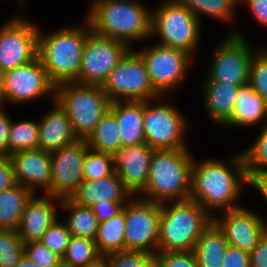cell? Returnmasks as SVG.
I'll return each mask as SVG.
<instances>
[{
	"mask_svg": "<svg viewBox=\"0 0 267 267\" xmlns=\"http://www.w3.org/2000/svg\"><path fill=\"white\" fill-rule=\"evenodd\" d=\"M229 159L226 163L216 158L200 162L194 158L192 164L190 200L199 203L213 217L216 212L240 207L237 202L241 191L244 185H249L242 153Z\"/></svg>",
	"mask_w": 267,
	"mask_h": 267,
	"instance_id": "6da1fadb",
	"label": "cell"
},
{
	"mask_svg": "<svg viewBox=\"0 0 267 267\" xmlns=\"http://www.w3.org/2000/svg\"><path fill=\"white\" fill-rule=\"evenodd\" d=\"M88 8L86 18L97 35L118 39L130 48L132 41L151 37L152 10L143 1L94 0Z\"/></svg>",
	"mask_w": 267,
	"mask_h": 267,
	"instance_id": "7a4b0ae2",
	"label": "cell"
},
{
	"mask_svg": "<svg viewBox=\"0 0 267 267\" xmlns=\"http://www.w3.org/2000/svg\"><path fill=\"white\" fill-rule=\"evenodd\" d=\"M84 21L83 25L66 26L47 34L39 27L37 56L56 86L78 79L84 43L92 32L86 17Z\"/></svg>",
	"mask_w": 267,
	"mask_h": 267,
	"instance_id": "3957f363",
	"label": "cell"
},
{
	"mask_svg": "<svg viewBox=\"0 0 267 267\" xmlns=\"http://www.w3.org/2000/svg\"><path fill=\"white\" fill-rule=\"evenodd\" d=\"M192 155L189 149L155 150L150 161L148 183L141 197L160 204L189 200Z\"/></svg>",
	"mask_w": 267,
	"mask_h": 267,
	"instance_id": "277c9868",
	"label": "cell"
},
{
	"mask_svg": "<svg viewBox=\"0 0 267 267\" xmlns=\"http://www.w3.org/2000/svg\"><path fill=\"white\" fill-rule=\"evenodd\" d=\"M211 222L213 216L196 201L162 203L157 252L193 251Z\"/></svg>",
	"mask_w": 267,
	"mask_h": 267,
	"instance_id": "5b68a950",
	"label": "cell"
},
{
	"mask_svg": "<svg viewBox=\"0 0 267 267\" xmlns=\"http://www.w3.org/2000/svg\"><path fill=\"white\" fill-rule=\"evenodd\" d=\"M55 100L66 111L78 139H87L111 101L98 85L65 82L56 86Z\"/></svg>",
	"mask_w": 267,
	"mask_h": 267,
	"instance_id": "8992f818",
	"label": "cell"
},
{
	"mask_svg": "<svg viewBox=\"0 0 267 267\" xmlns=\"http://www.w3.org/2000/svg\"><path fill=\"white\" fill-rule=\"evenodd\" d=\"M201 23L178 0H165L152 10L151 37H159L158 44L177 48L195 55L199 47Z\"/></svg>",
	"mask_w": 267,
	"mask_h": 267,
	"instance_id": "52a82bcc",
	"label": "cell"
},
{
	"mask_svg": "<svg viewBox=\"0 0 267 267\" xmlns=\"http://www.w3.org/2000/svg\"><path fill=\"white\" fill-rule=\"evenodd\" d=\"M102 87L111 102L147 101L161 97L153 89L145 62L135 48L126 52Z\"/></svg>",
	"mask_w": 267,
	"mask_h": 267,
	"instance_id": "ba28073f",
	"label": "cell"
},
{
	"mask_svg": "<svg viewBox=\"0 0 267 267\" xmlns=\"http://www.w3.org/2000/svg\"><path fill=\"white\" fill-rule=\"evenodd\" d=\"M249 42L238 30L227 34L213 49L207 77L211 81L230 83L239 87L247 85L250 63L258 49H252Z\"/></svg>",
	"mask_w": 267,
	"mask_h": 267,
	"instance_id": "9c48e42d",
	"label": "cell"
},
{
	"mask_svg": "<svg viewBox=\"0 0 267 267\" xmlns=\"http://www.w3.org/2000/svg\"><path fill=\"white\" fill-rule=\"evenodd\" d=\"M158 99L144 101V130L146 144L155 150L189 149L185 132L188 122L173 104H154ZM153 101V102H152Z\"/></svg>",
	"mask_w": 267,
	"mask_h": 267,
	"instance_id": "30bf717a",
	"label": "cell"
},
{
	"mask_svg": "<svg viewBox=\"0 0 267 267\" xmlns=\"http://www.w3.org/2000/svg\"><path fill=\"white\" fill-rule=\"evenodd\" d=\"M137 52L145 62L150 83L160 96L176 90L185 80L193 57L183 50L161 44L143 47ZM181 83V84H180Z\"/></svg>",
	"mask_w": 267,
	"mask_h": 267,
	"instance_id": "8fae6325",
	"label": "cell"
},
{
	"mask_svg": "<svg viewBox=\"0 0 267 267\" xmlns=\"http://www.w3.org/2000/svg\"><path fill=\"white\" fill-rule=\"evenodd\" d=\"M160 217V203L132 196L125 204V250L156 254Z\"/></svg>",
	"mask_w": 267,
	"mask_h": 267,
	"instance_id": "7c38bea8",
	"label": "cell"
},
{
	"mask_svg": "<svg viewBox=\"0 0 267 267\" xmlns=\"http://www.w3.org/2000/svg\"><path fill=\"white\" fill-rule=\"evenodd\" d=\"M6 104H24L43 96L55 100L56 85L37 56L24 65L8 70L0 75Z\"/></svg>",
	"mask_w": 267,
	"mask_h": 267,
	"instance_id": "4fadbf2b",
	"label": "cell"
},
{
	"mask_svg": "<svg viewBox=\"0 0 267 267\" xmlns=\"http://www.w3.org/2000/svg\"><path fill=\"white\" fill-rule=\"evenodd\" d=\"M130 47L123 41L95 34L84 43L80 73L76 83L103 86L110 72Z\"/></svg>",
	"mask_w": 267,
	"mask_h": 267,
	"instance_id": "5bb4252c",
	"label": "cell"
},
{
	"mask_svg": "<svg viewBox=\"0 0 267 267\" xmlns=\"http://www.w3.org/2000/svg\"><path fill=\"white\" fill-rule=\"evenodd\" d=\"M39 24L13 17L0 25V75L37 57Z\"/></svg>",
	"mask_w": 267,
	"mask_h": 267,
	"instance_id": "9a60e30c",
	"label": "cell"
},
{
	"mask_svg": "<svg viewBox=\"0 0 267 267\" xmlns=\"http://www.w3.org/2000/svg\"><path fill=\"white\" fill-rule=\"evenodd\" d=\"M89 148L86 139H78L51 153L50 195L70 197L83 182V161Z\"/></svg>",
	"mask_w": 267,
	"mask_h": 267,
	"instance_id": "2e32d148",
	"label": "cell"
},
{
	"mask_svg": "<svg viewBox=\"0 0 267 267\" xmlns=\"http://www.w3.org/2000/svg\"><path fill=\"white\" fill-rule=\"evenodd\" d=\"M221 213L214 215L213 221L224 232L229 245L240 250L249 253L267 232V221L244 206Z\"/></svg>",
	"mask_w": 267,
	"mask_h": 267,
	"instance_id": "e0dca14e",
	"label": "cell"
},
{
	"mask_svg": "<svg viewBox=\"0 0 267 267\" xmlns=\"http://www.w3.org/2000/svg\"><path fill=\"white\" fill-rule=\"evenodd\" d=\"M155 149L146 143L121 147L113 154L115 172L132 196H141L148 183L149 167Z\"/></svg>",
	"mask_w": 267,
	"mask_h": 267,
	"instance_id": "ac0fdd59",
	"label": "cell"
},
{
	"mask_svg": "<svg viewBox=\"0 0 267 267\" xmlns=\"http://www.w3.org/2000/svg\"><path fill=\"white\" fill-rule=\"evenodd\" d=\"M10 158L16 183L29 188L34 194L42 188L43 194L50 195L52 166L49 151L39 148L19 151L11 154Z\"/></svg>",
	"mask_w": 267,
	"mask_h": 267,
	"instance_id": "d6986e66",
	"label": "cell"
},
{
	"mask_svg": "<svg viewBox=\"0 0 267 267\" xmlns=\"http://www.w3.org/2000/svg\"><path fill=\"white\" fill-rule=\"evenodd\" d=\"M61 198L42 194H34L27 202L17 228L23 243L39 241L47 229L58 219L57 210ZM57 206V207H56Z\"/></svg>",
	"mask_w": 267,
	"mask_h": 267,
	"instance_id": "ffe728a7",
	"label": "cell"
},
{
	"mask_svg": "<svg viewBox=\"0 0 267 267\" xmlns=\"http://www.w3.org/2000/svg\"><path fill=\"white\" fill-rule=\"evenodd\" d=\"M53 109L47 111L38 120V148L43 151H55L78 140L66 111L54 100Z\"/></svg>",
	"mask_w": 267,
	"mask_h": 267,
	"instance_id": "44dd1931",
	"label": "cell"
},
{
	"mask_svg": "<svg viewBox=\"0 0 267 267\" xmlns=\"http://www.w3.org/2000/svg\"><path fill=\"white\" fill-rule=\"evenodd\" d=\"M131 197L123 181L114 171L111 175L101 179L83 180L69 198L78 205L91 208L101 200L127 202Z\"/></svg>",
	"mask_w": 267,
	"mask_h": 267,
	"instance_id": "7402d4cb",
	"label": "cell"
},
{
	"mask_svg": "<svg viewBox=\"0 0 267 267\" xmlns=\"http://www.w3.org/2000/svg\"><path fill=\"white\" fill-rule=\"evenodd\" d=\"M203 83V108L210 120L218 126H225L234 115L239 86L211 81L206 77Z\"/></svg>",
	"mask_w": 267,
	"mask_h": 267,
	"instance_id": "603a6c76",
	"label": "cell"
},
{
	"mask_svg": "<svg viewBox=\"0 0 267 267\" xmlns=\"http://www.w3.org/2000/svg\"><path fill=\"white\" fill-rule=\"evenodd\" d=\"M109 109L119 125L121 147L146 143L144 130V101H115Z\"/></svg>",
	"mask_w": 267,
	"mask_h": 267,
	"instance_id": "cb8c5ba5",
	"label": "cell"
},
{
	"mask_svg": "<svg viewBox=\"0 0 267 267\" xmlns=\"http://www.w3.org/2000/svg\"><path fill=\"white\" fill-rule=\"evenodd\" d=\"M234 115L225 127H248L267 122V101L259 96L248 84L237 90Z\"/></svg>",
	"mask_w": 267,
	"mask_h": 267,
	"instance_id": "d4e9b609",
	"label": "cell"
},
{
	"mask_svg": "<svg viewBox=\"0 0 267 267\" xmlns=\"http://www.w3.org/2000/svg\"><path fill=\"white\" fill-rule=\"evenodd\" d=\"M229 246L224 232L213 221L198 238L193 253L198 267H222Z\"/></svg>",
	"mask_w": 267,
	"mask_h": 267,
	"instance_id": "484cf974",
	"label": "cell"
},
{
	"mask_svg": "<svg viewBox=\"0 0 267 267\" xmlns=\"http://www.w3.org/2000/svg\"><path fill=\"white\" fill-rule=\"evenodd\" d=\"M33 195L29 188L18 183L0 193V229L17 230L25 206Z\"/></svg>",
	"mask_w": 267,
	"mask_h": 267,
	"instance_id": "4316f807",
	"label": "cell"
},
{
	"mask_svg": "<svg viewBox=\"0 0 267 267\" xmlns=\"http://www.w3.org/2000/svg\"><path fill=\"white\" fill-rule=\"evenodd\" d=\"M60 208L67 211L66 218L62 220L72 236L95 240L99 222L92 208L78 205L69 197L61 198Z\"/></svg>",
	"mask_w": 267,
	"mask_h": 267,
	"instance_id": "83f0119b",
	"label": "cell"
},
{
	"mask_svg": "<svg viewBox=\"0 0 267 267\" xmlns=\"http://www.w3.org/2000/svg\"><path fill=\"white\" fill-rule=\"evenodd\" d=\"M125 223V205L119 214L99 223L95 243L102 256L125 251Z\"/></svg>",
	"mask_w": 267,
	"mask_h": 267,
	"instance_id": "f1b7e54d",
	"label": "cell"
},
{
	"mask_svg": "<svg viewBox=\"0 0 267 267\" xmlns=\"http://www.w3.org/2000/svg\"><path fill=\"white\" fill-rule=\"evenodd\" d=\"M119 131L115 114L109 109L95 126L86 142L92 150L114 154L121 148Z\"/></svg>",
	"mask_w": 267,
	"mask_h": 267,
	"instance_id": "f546056e",
	"label": "cell"
},
{
	"mask_svg": "<svg viewBox=\"0 0 267 267\" xmlns=\"http://www.w3.org/2000/svg\"><path fill=\"white\" fill-rule=\"evenodd\" d=\"M189 9L201 22V16L206 15L210 18L235 23V8L240 4V0H178Z\"/></svg>",
	"mask_w": 267,
	"mask_h": 267,
	"instance_id": "4dcf8cb0",
	"label": "cell"
},
{
	"mask_svg": "<svg viewBox=\"0 0 267 267\" xmlns=\"http://www.w3.org/2000/svg\"><path fill=\"white\" fill-rule=\"evenodd\" d=\"M102 257L95 240L72 236L64 255L63 267H88Z\"/></svg>",
	"mask_w": 267,
	"mask_h": 267,
	"instance_id": "1f68e13d",
	"label": "cell"
},
{
	"mask_svg": "<svg viewBox=\"0 0 267 267\" xmlns=\"http://www.w3.org/2000/svg\"><path fill=\"white\" fill-rule=\"evenodd\" d=\"M39 123L33 120L11 122L8 137V155L38 148Z\"/></svg>",
	"mask_w": 267,
	"mask_h": 267,
	"instance_id": "d6a6232c",
	"label": "cell"
},
{
	"mask_svg": "<svg viewBox=\"0 0 267 267\" xmlns=\"http://www.w3.org/2000/svg\"><path fill=\"white\" fill-rule=\"evenodd\" d=\"M261 126L254 143L241 152L249 179L255 174L267 171V122Z\"/></svg>",
	"mask_w": 267,
	"mask_h": 267,
	"instance_id": "836d02e7",
	"label": "cell"
},
{
	"mask_svg": "<svg viewBox=\"0 0 267 267\" xmlns=\"http://www.w3.org/2000/svg\"><path fill=\"white\" fill-rule=\"evenodd\" d=\"M115 171L113 154L87 149L83 161V179L97 180Z\"/></svg>",
	"mask_w": 267,
	"mask_h": 267,
	"instance_id": "e575fe53",
	"label": "cell"
},
{
	"mask_svg": "<svg viewBox=\"0 0 267 267\" xmlns=\"http://www.w3.org/2000/svg\"><path fill=\"white\" fill-rule=\"evenodd\" d=\"M24 256V243L17 230L0 229V267H15Z\"/></svg>",
	"mask_w": 267,
	"mask_h": 267,
	"instance_id": "d590c367",
	"label": "cell"
},
{
	"mask_svg": "<svg viewBox=\"0 0 267 267\" xmlns=\"http://www.w3.org/2000/svg\"><path fill=\"white\" fill-rule=\"evenodd\" d=\"M248 85L267 101V47L255 51L250 63Z\"/></svg>",
	"mask_w": 267,
	"mask_h": 267,
	"instance_id": "8d00e7d4",
	"label": "cell"
},
{
	"mask_svg": "<svg viewBox=\"0 0 267 267\" xmlns=\"http://www.w3.org/2000/svg\"><path fill=\"white\" fill-rule=\"evenodd\" d=\"M110 267H156V254L144 251H122L103 256Z\"/></svg>",
	"mask_w": 267,
	"mask_h": 267,
	"instance_id": "74e56055",
	"label": "cell"
},
{
	"mask_svg": "<svg viewBox=\"0 0 267 267\" xmlns=\"http://www.w3.org/2000/svg\"><path fill=\"white\" fill-rule=\"evenodd\" d=\"M72 234L67 229L66 224L56 220L43 234L39 240L51 251L57 253L59 256H63Z\"/></svg>",
	"mask_w": 267,
	"mask_h": 267,
	"instance_id": "f35d334b",
	"label": "cell"
},
{
	"mask_svg": "<svg viewBox=\"0 0 267 267\" xmlns=\"http://www.w3.org/2000/svg\"><path fill=\"white\" fill-rule=\"evenodd\" d=\"M24 254L37 265L45 267H63L62 257L51 251L40 241L25 243Z\"/></svg>",
	"mask_w": 267,
	"mask_h": 267,
	"instance_id": "ab89813d",
	"label": "cell"
},
{
	"mask_svg": "<svg viewBox=\"0 0 267 267\" xmlns=\"http://www.w3.org/2000/svg\"><path fill=\"white\" fill-rule=\"evenodd\" d=\"M156 267H198L193 251L157 252Z\"/></svg>",
	"mask_w": 267,
	"mask_h": 267,
	"instance_id": "60d3db41",
	"label": "cell"
},
{
	"mask_svg": "<svg viewBox=\"0 0 267 267\" xmlns=\"http://www.w3.org/2000/svg\"><path fill=\"white\" fill-rule=\"evenodd\" d=\"M126 203L127 202H111L107 200H101L91 208L98 222L100 223L119 214L123 210Z\"/></svg>",
	"mask_w": 267,
	"mask_h": 267,
	"instance_id": "b9f144b4",
	"label": "cell"
},
{
	"mask_svg": "<svg viewBox=\"0 0 267 267\" xmlns=\"http://www.w3.org/2000/svg\"><path fill=\"white\" fill-rule=\"evenodd\" d=\"M222 265V267H250L249 253L229 245Z\"/></svg>",
	"mask_w": 267,
	"mask_h": 267,
	"instance_id": "7bdbcfd3",
	"label": "cell"
},
{
	"mask_svg": "<svg viewBox=\"0 0 267 267\" xmlns=\"http://www.w3.org/2000/svg\"><path fill=\"white\" fill-rule=\"evenodd\" d=\"M16 184L14 170L9 155H0V193Z\"/></svg>",
	"mask_w": 267,
	"mask_h": 267,
	"instance_id": "ee69618b",
	"label": "cell"
},
{
	"mask_svg": "<svg viewBox=\"0 0 267 267\" xmlns=\"http://www.w3.org/2000/svg\"><path fill=\"white\" fill-rule=\"evenodd\" d=\"M250 267H267V232L249 252Z\"/></svg>",
	"mask_w": 267,
	"mask_h": 267,
	"instance_id": "f6af8a7d",
	"label": "cell"
},
{
	"mask_svg": "<svg viewBox=\"0 0 267 267\" xmlns=\"http://www.w3.org/2000/svg\"><path fill=\"white\" fill-rule=\"evenodd\" d=\"M246 4L250 14L255 20L267 27V0H240V4Z\"/></svg>",
	"mask_w": 267,
	"mask_h": 267,
	"instance_id": "bcb514c9",
	"label": "cell"
},
{
	"mask_svg": "<svg viewBox=\"0 0 267 267\" xmlns=\"http://www.w3.org/2000/svg\"><path fill=\"white\" fill-rule=\"evenodd\" d=\"M12 119L5 110L0 111V155H8V137Z\"/></svg>",
	"mask_w": 267,
	"mask_h": 267,
	"instance_id": "7dc6e473",
	"label": "cell"
},
{
	"mask_svg": "<svg viewBox=\"0 0 267 267\" xmlns=\"http://www.w3.org/2000/svg\"><path fill=\"white\" fill-rule=\"evenodd\" d=\"M249 186L258 190L267 203V171L253 175L249 179Z\"/></svg>",
	"mask_w": 267,
	"mask_h": 267,
	"instance_id": "c3c4849f",
	"label": "cell"
},
{
	"mask_svg": "<svg viewBox=\"0 0 267 267\" xmlns=\"http://www.w3.org/2000/svg\"><path fill=\"white\" fill-rule=\"evenodd\" d=\"M15 267H45L41 265H37L35 262L30 260L25 254L20 259L19 263Z\"/></svg>",
	"mask_w": 267,
	"mask_h": 267,
	"instance_id": "681fc988",
	"label": "cell"
},
{
	"mask_svg": "<svg viewBox=\"0 0 267 267\" xmlns=\"http://www.w3.org/2000/svg\"><path fill=\"white\" fill-rule=\"evenodd\" d=\"M88 267H110L108 261L102 256L96 262L90 264Z\"/></svg>",
	"mask_w": 267,
	"mask_h": 267,
	"instance_id": "f907efd6",
	"label": "cell"
},
{
	"mask_svg": "<svg viewBox=\"0 0 267 267\" xmlns=\"http://www.w3.org/2000/svg\"><path fill=\"white\" fill-rule=\"evenodd\" d=\"M4 103L6 102H5L4 95H3L2 82L0 80V111L5 110Z\"/></svg>",
	"mask_w": 267,
	"mask_h": 267,
	"instance_id": "816d5d0a",
	"label": "cell"
},
{
	"mask_svg": "<svg viewBox=\"0 0 267 267\" xmlns=\"http://www.w3.org/2000/svg\"><path fill=\"white\" fill-rule=\"evenodd\" d=\"M19 1H20V4H21V3L23 4V3H25L26 0H19Z\"/></svg>",
	"mask_w": 267,
	"mask_h": 267,
	"instance_id": "f5cc1de1",
	"label": "cell"
}]
</instances>
